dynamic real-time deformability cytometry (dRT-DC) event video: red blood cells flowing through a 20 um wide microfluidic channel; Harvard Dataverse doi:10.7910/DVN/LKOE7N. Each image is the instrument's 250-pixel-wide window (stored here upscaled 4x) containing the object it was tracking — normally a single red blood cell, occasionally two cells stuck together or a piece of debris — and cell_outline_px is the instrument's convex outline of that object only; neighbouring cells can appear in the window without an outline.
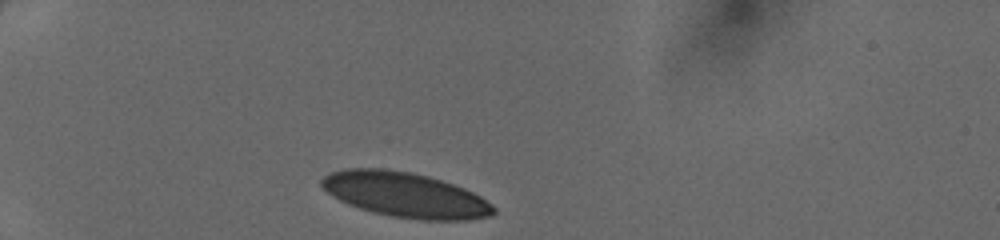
{"species": "human", "species_latin": "Homo sapiens", "temperature_condition": "cold", "stored_images_in_passage": 29, "camera_frame_rate_fps": 3000, "um_per_image_px": 0.085, "donor": {"sex": "female"}, "frame": {"image": 1, "passage_image": 1, "time_ms": 0.0, "image_size_px": [1000, 240], "cell_outline_px": [[496, 212], [492, 216], [468, 220], [420, 220], [392, 216], [372, 212], [348, 204], [332, 196], [320, 184], [320, 180], [328, 172], [344, 168], [384, 168], [408, 172], [428, 176], [464, 188], [480, 196], [492, 204], [496, 208]], "centroid_in_image_um": [34.44, 16.56], "position_along_channel_um": 50.6, "area_um2": 45.14}}
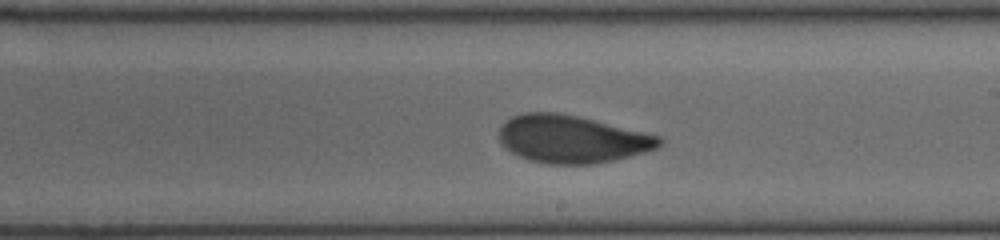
{"frame": {"image": 2, "passage_image": 17, "time_ms": 5.333, "image_size_px": [1000, 240], "cell_outline_px": [[664, 144], [656, 148], [644, 152], [596, 164], [548, 164], [528, 160], [504, 148], [500, 140], [500, 128], [512, 116], [524, 112], [560, 112], [580, 116], [660, 136], [664, 140]], "centroid_in_image_um": [48.62, 11.82], "position_along_channel_um": 240.4, "area_um2": 44.51}}
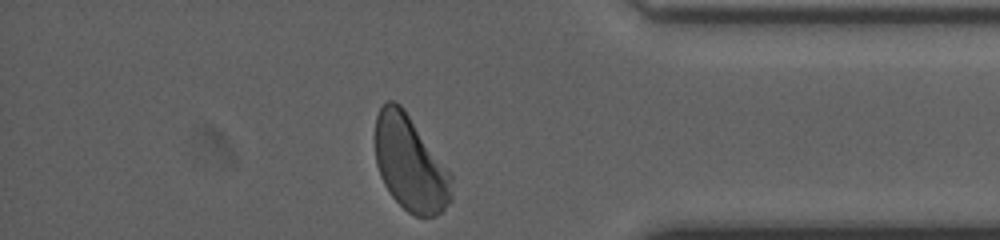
{"frame": {"image": 3, "passage_image": 29, "time_ms": 9.333, "image_size_px": [1000, 240], "cell_outline_px": [[452, 200], [436, 216], [416, 216], [408, 212], [392, 196], [384, 184], [380, 176], [376, 164], [372, 136], [376, 116], [380, 108], [388, 100], [396, 100], [404, 108], [452, 172]], "centroid_in_image_um": [34.85, 13.85], "position_along_channel_um": 400.4, "area_um2": 43.41}}